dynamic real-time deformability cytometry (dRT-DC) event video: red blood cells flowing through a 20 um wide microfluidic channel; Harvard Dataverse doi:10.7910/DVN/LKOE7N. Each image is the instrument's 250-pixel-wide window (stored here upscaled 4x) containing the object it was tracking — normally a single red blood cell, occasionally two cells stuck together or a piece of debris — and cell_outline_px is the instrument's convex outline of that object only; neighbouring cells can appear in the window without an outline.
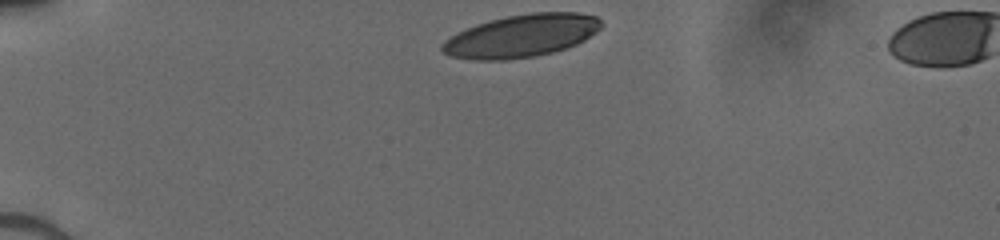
{"species": "human", "species_latin": "Homo sapiens", "temperature_condition": "cold", "stored_images_in_passage": 32, "camera_frame_rate_fps": 3000, "um_per_image_px": 0.085, "donor": {"sex": "male"}, "frame": {"image": 1, "passage_image": 1, "time_ms": 0.0, "image_size_px": [1000, 240], "cell_outline_px": [[604, 24], [596, 32], [584, 40], [576, 44], [552, 52], [536, 56], [504, 60], [472, 60], [452, 56], [444, 52], [440, 48], [440, 44], [444, 40], [456, 32], [476, 24], [508, 16], [532, 12], [580, 12], [596, 16]], "centroid_in_image_um": [44.31, 3.04], "position_along_channel_um": 40.7, "area_um2": 39.59}}
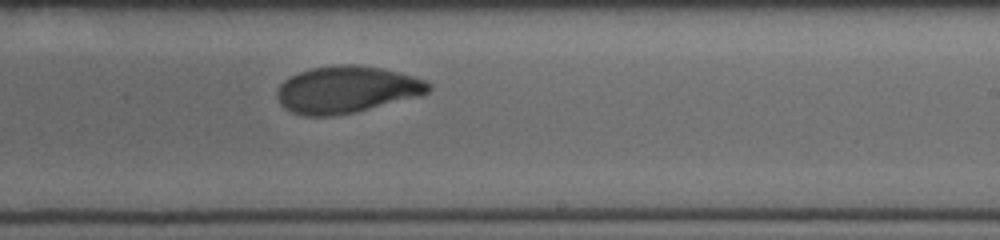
{"frame": {"image": 2, "passage_image": 21, "time_ms": 6.667, "image_size_px": [1000, 240], "cell_outline_px": [[432, 88], [428, 92], [420, 96], [356, 112], [332, 116], [304, 116], [292, 112], [284, 108], [280, 104], [276, 96], [276, 92], [280, 84], [284, 80], [300, 72], [312, 68], [336, 64], [356, 64], [384, 68], [412, 76], [424, 80], [432, 84]], "centroid_in_image_um": [29.46, 7.61], "position_along_channel_um": 259.5, "area_um2": 41.67}}
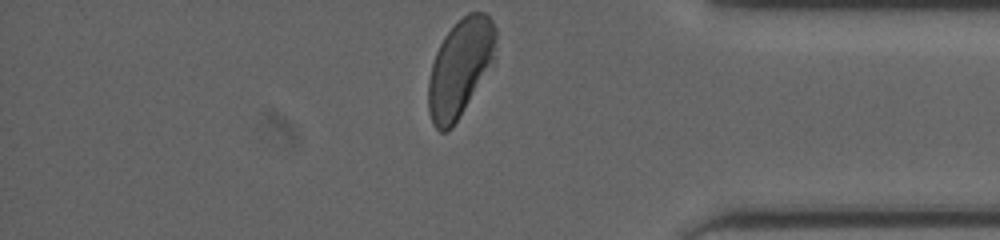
{"frame": {"image": 3, "passage_image": 32, "time_ms": 10.333, "image_size_px": [1000, 240], "cell_outline_px": [[496, 40], [492, 60], [452, 128], [444, 132], [440, 132], [432, 124], [428, 112], [428, 80], [432, 64], [436, 52], [444, 36], [468, 12], [484, 12], [492, 20], [496, 28]], "centroid_in_image_um": [39.06, 5.76], "position_along_channel_um": 396.1, "area_um2": 37.28}}